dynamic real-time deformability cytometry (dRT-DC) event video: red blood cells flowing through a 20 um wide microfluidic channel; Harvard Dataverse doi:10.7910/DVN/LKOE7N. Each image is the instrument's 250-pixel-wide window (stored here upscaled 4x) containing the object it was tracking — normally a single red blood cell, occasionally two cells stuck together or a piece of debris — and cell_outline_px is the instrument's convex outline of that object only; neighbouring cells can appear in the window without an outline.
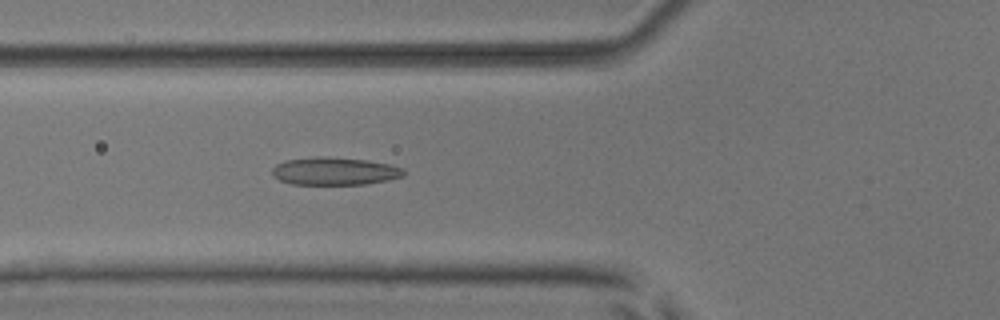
{"species": "common noctule bat (a hibernating species)", "species_latin": "Nyctalus noctula", "temperature_condition": "room temperature", "stored_images_in_passage": 53, "camera_frame_rate_fps": 3000, "um_per_image_px": 0.085, "animal": {"sex": "male", "body_mass_g": 17.9, "forearm_length_mm": 54.2}, "frame": {"image": 1, "passage_image": 20, "time_ms": 6.333, "image_size_px": [1000, 320], "cell_outline_px": [[404, 176], [388, 180], [364, 184], [292, 184], [280, 180], [272, 176], [272, 168], [276, 164], [284, 160], [316, 156], [324, 156], [368, 160], [388, 164], [404, 168]], "centroid_in_image_um": [28.42, 14.54], "position_along_channel_um": 97.4, "area_um2": 21.39}}
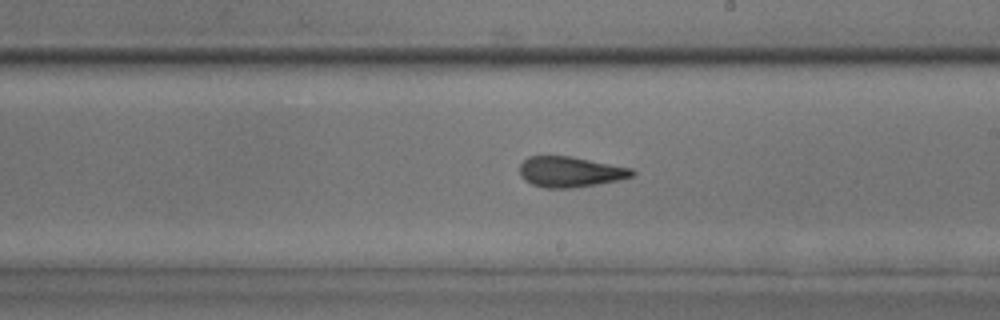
{"frame": {"image": 2, "passage_image": 31, "time_ms": 10.0, "image_size_px": [1000, 320], "cell_outline_px": [[636, 172], [632, 176], [620, 180], [572, 188], [544, 188], [532, 184], [524, 180], [520, 176], [520, 164], [528, 156], [572, 156], [632, 168]], "centroid_in_image_um": [48.46, 14.6], "position_along_channel_um": 240.5, "area_um2": 20.11}}
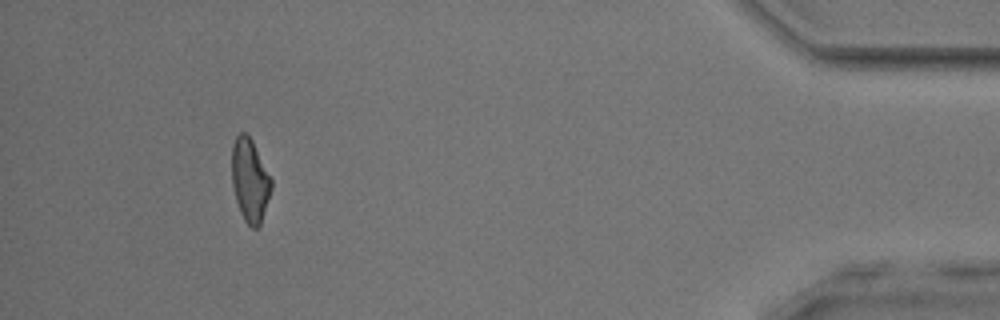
{"frame": {"image": 3, "passage_image": 49, "time_ms": 16.0, "image_size_px": [1000, 320], "cell_outline_px": [[272, 188], [260, 228], [252, 228], [244, 220], [240, 212], [236, 200], [232, 184], [232, 144], [236, 136], [240, 132], [244, 132], [252, 140], [272, 180]], "centroid_in_image_um": [21.25, 15.35], "position_along_channel_um": 414.0, "area_um2": 19.19}, "authors_computed_cell_mechanics": {"area_um2": 20.3456, "velocity_mm_per_s": 3.9139, "shape_relaxation_time_tau1_ms": 8.085, "shape_relaxation_time_tau2_ms": 1.491, "deformation_change_tau1": 0.1974, "deformation_change_tau2": 0.0866}}